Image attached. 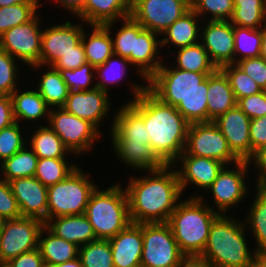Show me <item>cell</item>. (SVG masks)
<instances>
[{"label": "cell", "mask_w": 266, "mask_h": 267, "mask_svg": "<svg viewBox=\"0 0 266 267\" xmlns=\"http://www.w3.org/2000/svg\"><path fill=\"white\" fill-rule=\"evenodd\" d=\"M4 222H5V219H3L2 217H0V234L2 232V228H3Z\"/></svg>", "instance_id": "03108f58"}, {"label": "cell", "mask_w": 266, "mask_h": 267, "mask_svg": "<svg viewBox=\"0 0 266 267\" xmlns=\"http://www.w3.org/2000/svg\"><path fill=\"white\" fill-rule=\"evenodd\" d=\"M113 118L110 139L123 163L147 173L164 166L151 150L142 116L129 103L121 106Z\"/></svg>", "instance_id": "3957f363"}, {"label": "cell", "mask_w": 266, "mask_h": 267, "mask_svg": "<svg viewBox=\"0 0 266 267\" xmlns=\"http://www.w3.org/2000/svg\"><path fill=\"white\" fill-rule=\"evenodd\" d=\"M221 70L229 79L236 101L263 91L261 87L236 64L225 65Z\"/></svg>", "instance_id": "7bdbcfd3"}, {"label": "cell", "mask_w": 266, "mask_h": 267, "mask_svg": "<svg viewBox=\"0 0 266 267\" xmlns=\"http://www.w3.org/2000/svg\"><path fill=\"white\" fill-rule=\"evenodd\" d=\"M114 267H141L142 223H130L109 239Z\"/></svg>", "instance_id": "7402d4cb"}, {"label": "cell", "mask_w": 266, "mask_h": 267, "mask_svg": "<svg viewBox=\"0 0 266 267\" xmlns=\"http://www.w3.org/2000/svg\"><path fill=\"white\" fill-rule=\"evenodd\" d=\"M26 147L27 145L0 164L3 180L8 182L34 176L39 158L32 149Z\"/></svg>", "instance_id": "836d02e7"}, {"label": "cell", "mask_w": 266, "mask_h": 267, "mask_svg": "<svg viewBox=\"0 0 266 267\" xmlns=\"http://www.w3.org/2000/svg\"><path fill=\"white\" fill-rule=\"evenodd\" d=\"M85 215L97 239H111L131 223L125 189L119 183L106 190L97 187L91 194Z\"/></svg>", "instance_id": "8992f818"}, {"label": "cell", "mask_w": 266, "mask_h": 267, "mask_svg": "<svg viewBox=\"0 0 266 267\" xmlns=\"http://www.w3.org/2000/svg\"><path fill=\"white\" fill-rule=\"evenodd\" d=\"M191 9V0H133L131 17L144 29L161 35Z\"/></svg>", "instance_id": "4fadbf2b"}, {"label": "cell", "mask_w": 266, "mask_h": 267, "mask_svg": "<svg viewBox=\"0 0 266 267\" xmlns=\"http://www.w3.org/2000/svg\"><path fill=\"white\" fill-rule=\"evenodd\" d=\"M191 9L199 19H203L206 13L212 16L209 20L230 21L234 13V2L233 0H191Z\"/></svg>", "instance_id": "f6af8a7d"}, {"label": "cell", "mask_w": 266, "mask_h": 267, "mask_svg": "<svg viewBox=\"0 0 266 267\" xmlns=\"http://www.w3.org/2000/svg\"><path fill=\"white\" fill-rule=\"evenodd\" d=\"M177 267H213L200 255H185Z\"/></svg>", "instance_id": "680465c9"}, {"label": "cell", "mask_w": 266, "mask_h": 267, "mask_svg": "<svg viewBox=\"0 0 266 267\" xmlns=\"http://www.w3.org/2000/svg\"><path fill=\"white\" fill-rule=\"evenodd\" d=\"M45 267H83L82 263L79 259V257L70 260V261H66L64 263L61 264H56V265H45Z\"/></svg>", "instance_id": "6125c7cd"}, {"label": "cell", "mask_w": 266, "mask_h": 267, "mask_svg": "<svg viewBox=\"0 0 266 267\" xmlns=\"http://www.w3.org/2000/svg\"><path fill=\"white\" fill-rule=\"evenodd\" d=\"M87 62L82 42L78 43V52H69L59 58L52 67L56 70H73Z\"/></svg>", "instance_id": "db71d44e"}, {"label": "cell", "mask_w": 266, "mask_h": 267, "mask_svg": "<svg viewBox=\"0 0 266 267\" xmlns=\"http://www.w3.org/2000/svg\"><path fill=\"white\" fill-rule=\"evenodd\" d=\"M236 105L250 118L256 119L266 115V91L237 100Z\"/></svg>", "instance_id": "816d5d0a"}, {"label": "cell", "mask_w": 266, "mask_h": 267, "mask_svg": "<svg viewBox=\"0 0 266 267\" xmlns=\"http://www.w3.org/2000/svg\"><path fill=\"white\" fill-rule=\"evenodd\" d=\"M79 166L64 180L47 187L48 220L50 218L85 214L91 194L97 186L90 174Z\"/></svg>", "instance_id": "52a82bcc"}, {"label": "cell", "mask_w": 266, "mask_h": 267, "mask_svg": "<svg viewBox=\"0 0 266 267\" xmlns=\"http://www.w3.org/2000/svg\"><path fill=\"white\" fill-rule=\"evenodd\" d=\"M83 267H114L109 240L97 239L79 247Z\"/></svg>", "instance_id": "ab89813d"}, {"label": "cell", "mask_w": 266, "mask_h": 267, "mask_svg": "<svg viewBox=\"0 0 266 267\" xmlns=\"http://www.w3.org/2000/svg\"><path fill=\"white\" fill-rule=\"evenodd\" d=\"M133 0H85L75 14L90 25H104L131 16Z\"/></svg>", "instance_id": "603a6c76"}, {"label": "cell", "mask_w": 266, "mask_h": 267, "mask_svg": "<svg viewBox=\"0 0 266 267\" xmlns=\"http://www.w3.org/2000/svg\"><path fill=\"white\" fill-rule=\"evenodd\" d=\"M203 198L198 195L182 200L167 222L185 255H200L203 252L211 224L220 215Z\"/></svg>", "instance_id": "5b68a950"}, {"label": "cell", "mask_w": 266, "mask_h": 267, "mask_svg": "<svg viewBox=\"0 0 266 267\" xmlns=\"http://www.w3.org/2000/svg\"><path fill=\"white\" fill-rule=\"evenodd\" d=\"M255 199L250 206L247 220L250 230L256 240L255 252L266 250V188L256 187Z\"/></svg>", "instance_id": "d590c367"}, {"label": "cell", "mask_w": 266, "mask_h": 267, "mask_svg": "<svg viewBox=\"0 0 266 267\" xmlns=\"http://www.w3.org/2000/svg\"><path fill=\"white\" fill-rule=\"evenodd\" d=\"M250 161H239L231 169L224 166L218 173L212 185L206 189L210 190L214 199V204L218 208L219 214H225L229 208H234L246 197L248 193L245 176L250 169Z\"/></svg>", "instance_id": "9a60e30c"}, {"label": "cell", "mask_w": 266, "mask_h": 267, "mask_svg": "<svg viewBox=\"0 0 266 267\" xmlns=\"http://www.w3.org/2000/svg\"><path fill=\"white\" fill-rule=\"evenodd\" d=\"M236 99L228 77L221 69L208 76V122L236 106Z\"/></svg>", "instance_id": "484cf974"}, {"label": "cell", "mask_w": 266, "mask_h": 267, "mask_svg": "<svg viewBox=\"0 0 266 267\" xmlns=\"http://www.w3.org/2000/svg\"><path fill=\"white\" fill-rule=\"evenodd\" d=\"M44 226L42 220L34 217L5 220L0 234V265L38 248L39 234Z\"/></svg>", "instance_id": "7c38bea8"}, {"label": "cell", "mask_w": 266, "mask_h": 267, "mask_svg": "<svg viewBox=\"0 0 266 267\" xmlns=\"http://www.w3.org/2000/svg\"><path fill=\"white\" fill-rule=\"evenodd\" d=\"M178 49L175 68L198 73H214L217 70L201 42Z\"/></svg>", "instance_id": "e575fe53"}, {"label": "cell", "mask_w": 266, "mask_h": 267, "mask_svg": "<svg viewBox=\"0 0 266 267\" xmlns=\"http://www.w3.org/2000/svg\"><path fill=\"white\" fill-rule=\"evenodd\" d=\"M11 98L13 102V116L15 122H18L19 124L21 120L33 122L44 117L48 122L51 108L36 89H23V92H19V88H17L11 94Z\"/></svg>", "instance_id": "83f0119b"}, {"label": "cell", "mask_w": 266, "mask_h": 267, "mask_svg": "<svg viewBox=\"0 0 266 267\" xmlns=\"http://www.w3.org/2000/svg\"><path fill=\"white\" fill-rule=\"evenodd\" d=\"M45 226L57 237L79 247L97 240L85 214L50 218Z\"/></svg>", "instance_id": "d4e9b609"}, {"label": "cell", "mask_w": 266, "mask_h": 267, "mask_svg": "<svg viewBox=\"0 0 266 267\" xmlns=\"http://www.w3.org/2000/svg\"><path fill=\"white\" fill-rule=\"evenodd\" d=\"M164 165L149 176L131 177L125 188L131 223H166L182 197L177 171Z\"/></svg>", "instance_id": "7a4b0ae2"}, {"label": "cell", "mask_w": 266, "mask_h": 267, "mask_svg": "<svg viewBox=\"0 0 266 267\" xmlns=\"http://www.w3.org/2000/svg\"><path fill=\"white\" fill-rule=\"evenodd\" d=\"M84 28L82 24H73L66 21L64 24H56L43 30L40 54V66H52L59 58L69 52H78V43L81 41Z\"/></svg>", "instance_id": "2e32d148"}, {"label": "cell", "mask_w": 266, "mask_h": 267, "mask_svg": "<svg viewBox=\"0 0 266 267\" xmlns=\"http://www.w3.org/2000/svg\"><path fill=\"white\" fill-rule=\"evenodd\" d=\"M213 122L227 140L232 153L240 161L252 160L250 142L251 119L236 105L226 113L219 115Z\"/></svg>", "instance_id": "e0dca14e"}, {"label": "cell", "mask_w": 266, "mask_h": 267, "mask_svg": "<svg viewBox=\"0 0 266 267\" xmlns=\"http://www.w3.org/2000/svg\"><path fill=\"white\" fill-rule=\"evenodd\" d=\"M37 14L29 22L15 26L0 36V49L6 51L12 57H16L21 63L40 66L42 33Z\"/></svg>", "instance_id": "5bb4252c"}, {"label": "cell", "mask_w": 266, "mask_h": 267, "mask_svg": "<svg viewBox=\"0 0 266 267\" xmlns=\"http://www.w3.org/2000/svg\"><path fill=\"white\" fill-rule=\"evenodd\" d=\"M115 22L104 25H90L92 27L91 34L83 31L81 42L86 55L87 63L94 68L105 63L113 53V40L111 29ZM88 37V38H87Z\"/></svg>", "instance_id": "4316f807"}, {"label": "cell", "mask_w": 266, "mask_h": 267, "mask_svg": "<svg viewBox=\"0 0 266 267\" xmlns=\"http://www.w3.org/2000/svg\"><path fill=\"white\" fill-rule=\"evenodd\" d=\"M66 158H39L34 177L49 187L64 180L78 166L68 164Z\"/></svg>", "instance_id": "f35d334b"}, {"label": "cell", "mask_w": 266, "mask_h": 267, "mask_svg": "<svg viewBox=\"0 0 266 267\" xmlns=\"http://www.w3.org/2000/svg\"><path fill=\"white\" fill-rule=\"evenodd\" d=\"M39 82L36 90L50 108H60L65 105L69 95V88L62 79L59 70L50 66L49 71L42 74Z\"/></svg>", "instance_id": "d6a6232c"}, {"label": "cell", "mask_w": 266, "mask_h": 267, "mask_svg": "<svg viewBox=\"0 0 266 267\" xmlns=\"http://www.w3.org/2000/svg\"><path fill=\"white\" fill-rule=\"evenodd\" d=\"M43 234L46 235L45 238ZM38 248L45 265L61 264L73 260L79 255V246L57 237L46 226L40 231Z\"/></svg>", "instance_id": "f1b7e54d"}, {"label": "cell", "mask_w": 266, "mask_h": 267, "mask_svg": "<svg viewBox=\"0 0 266 267\" xmlns=\"http://www.w3.org/2000/svg\"><path fill=\"white\" fill-rule=\"evenodd\" d=\"M260 56L266 60V27L263 28L262 47Z\"/></svg>", "instance_id": "be15d7a7"}, {"label": "cell", "mask_w": 266, "mask_h": 267, "mask_svg": "<svg viewBox=\"0 0 266 267\" xmlns=\"http://www.w3.org/2000/svg\"><path fill=\"white\" fill-rule=\"evenodd\" d=\"M128 103L142 116L150 147L164 165H173L185 150L189 123L172 105L161 102L147 85L133 84Z\"/></svg>", "instance_id": "6da1fadb"}, {"label": "cell", "mask_w": 266, "mask_h": 267, "mask_svg": "<svg viewBox=\"0 0 266 267\" xmlns=\"http://www.w3.org/2000/svg\"><path fill=\"white\" fill-rule=\"evenodd\" d=\"M15 62L14 57L0 49V95L11 96L17 89V69L19 68Z\"/></svg>", "instance_id": "c3c4849f"}, {"label": "cell", "mask_w": 266, "mask_h": 267, "mask_svg": "<svg viewBox=\"0 0 266 267\" xmlns=\"http://www.w3.org/2000/svg\"><path fill=\"white\" fill-rule=\"evenodd\" d=\"M131 64L128 59L123 58L119 55L113 54L109 57L104 64L95 67L96 75L99 81L95 84L96 88L102 91L109 92V84L120 83L123 76H125V71L127 67ZM128 65V66H127Z\"/></svg>", "instance_id": "60d3db41"}, {"label": "cell", "mask_w": 266, "mask_h": 267, "mask_svg": "<svg viewBox=\"0 0 266 267\" xmlns=\"http://www.w3.org/2000/svg\"><path fill=\"white\" fill-rule=\"evenodd\" d=\"M236 65L250 76L262 90L266 91V60L259 57L246 58L238 61Z\"/></svg>", "instance_id": "f907efd6"}, {"label": "cell", "mask_w": 266, "mask_h": 267, "mask_svg": "<svg viewBox=\"0 0 266 267\" xmlns=\"http://www.w3.org/2000/svg\"><path fill=\"white\" fill-rule=\"evenodd\" d=\"M62 79L65 81L69 91H86L96 88V85H91L93 82V75H95V68L90 63H85L80 67L69 70H59ZM89 86L91 88H89Z\"/></svg>", "instance_id": "bcb514c9"}, {"label": "cell", "mask_w": 266, "mask_h": 267, "mask_svg": "<svg viewBox=\"0 0 266 267\" xmlns=\"http://www.w3.org/2000/svg\"><path fill=\"white\" fill-rule=\"evenodd\" d=\"M252 267H266V250L255 252Z\"/></svg>", "instance_id": "94428289"}, {"label": "cell", "mask_w": 266, "mask_h": 267, "mask_svg": "<svg viewBox=\"0 0 266 267\" xmlns=\"http://www.w3.org/2000/svg\"><path fill=\"white\" fill-rule=\"evenodd\" d=\"M63 108L72 115L89 121L98 130L100 122L104 121L102 119L111 109L108 93L99 88L86 91H69Z\"/></svg>", "instance_id": "ffe728a7"}, {"label": "cell", "mask_w": 266, "mask_h": 267, "mask_svg": "<svg viewBox=\"0 0 266 267\" xmlns=\"http://www.w3.org/2000/svg\"><path fill=\"white\" fill-rule=\"evenodd\" d=\"M142 236L141 267H177L185 256L167 222L142 223Z\"/></svg>", "instance_id": "9c48e42d"}, {"label": "cell", "mask_w": 266, "mask_h": 267, "mask_svg": "<svg viewBox=\"0 0 266 267\" xmlns=\"http://www.w3.org/2000/svg\"><path fill=\"white\" fill-rule=\"evenodd\" d=\"M200 30L203 31L200 42L217 69L234 64V26L231 22L209 20Z\"/></svg>", "instance_id": "ac0fdd59"}, {"label": "cell", "mask_w": 266, "mask_h": 267, "mask_svg": "<svg viewBox=\"0 0 266 267\" xmlns=\"http://www.w3.org/2000/svg\"><path fill=\"white\" fill-rule=\"evenodd\" d=\"M39 0H28L19 4L0 7V36L9 29L25 24L32 20L38 13L37 9L42 4Z\"/></svg>", "instance_id": "74e56055"}, {"label": "cell", "mask_w": 266, "mask_h": 267, "mask_svg": "<svg viewBox=\"0 0 266 267\" xmlns=\"http://www.w3.org/2000/svg\"><path fill=\"white\" fill-rule=\"evenodd\" d=\"M18 122L0 131V161L1 163L20 151L25 145Z\"/></svg>", "instance_id": "7dc6e473"}, {"label": "cell", "mask_w": 266, "mask_h": 267, "mask_svg": "<svg viewBox=\"0 0 266 267\" xmlns=\"http://www.w3.org/2000/svg\"><path fill=\"white\" fill-rule=\"evenodd\" d=\"M121 28L117 31L113 40V53L126 58L131 63V53H134L135 36H137L144 27L137 23L131 16L122 19Z\"/></svg>", "instance_id": "b9f144b4"}, {"label": "cell", "mask_w": 266, "mask_h": 267, "mask_svg": "<svg viewBox=\"0 0 266 267\" xmlns=\"http://www.w3.org/2000/svg\"><path fill=\"white\" fill-rule=\"evenodd\" d=\"M29 142V148L38 158H66L70 154L59 136L49 126L40 125Z\"/></svg>", "instance_id": "1f68e13d"}, {"label": "cell", "mask_w": 266, "mask_h": 267, "mask_svg": "<svg viewBox=\"0 0 266 267\" xmlns=\"http://www.w3.org/2000/svg\"><path fill=\"white\" fill-rule=\"evenodd\" d=\"M0 217L3 219H17L22 217L13 195L10 185L7 181L0 178Z\"/></svg>", "instance_id": "681fc988"}, {"label": "cell", "mask_w": 266, "mask_h": 267, "mask_svg": "<svg viewBox=\"0 0 266 267\" xmlns=\"http://www.w3.org/2000/svg\"><path fill=\"white\" fill-rule=\"evenodd\" d=\"M184 152L222 162L225 166L240 160L230 150L227 140L213 121L189 124Z\"/></svg>", "instance_id": "8fae6325"}, {"label": "cell", "mask_w": 266, "mask_h": 267, "mask_svg": "<svg viewBox=\"0 0 266 267\" xmlns=\"http://www.w3.org/2000/svg\"><path fill=\"white\" fill-rule=\"evenodd\" d=\"M56 4H61L60 6H63L69 12H72V14H76L84 4L85 0H55ZM59 2V3H58Z\"/></svg>", "instance_id": "91938a15"}, {"label": "cell", "mask_w": 266, "mask_h": 267, "mask_svg": "<svg viewBox=\"0 0 266 267\" xmlns=\"http://www.w3.org/2000/svg\"><path fill=\"white\" fill-rule=\"evenodd\" d=\"M233 26L261 29L266 27V0H233Z\"/></svg>", "instance_id": "4dcf8cb0"}, {"label": "cell", "mask_w": 266, "mask_h": 267, "mask_svg": "<svg viewBox=\"0 0 266 267\" xmlns=\"http://www.w3.org/2000/svg\"><path fill=\"white\" fill-rule=\"evenodd\" d=\"M5 267H45L39 248L20 254L4 264Z\"/></svg>", "instance_id": "11a10c76"}, {"label": "cell", "mask_w": 266, "mask_h": 267, "mask_svg": "<svg viewBox=\"0 0 266 267\" xmlns=\"http://www.w3.org/2000/svg\"><path fill=\"white\" fill-rule=\"evenodd\" d=\"M213 73L189 72L163 64L147 80V89L161 102L176 107L192 93H207L208 76Z\"/></svg>", "instance_id": "ba28073f"}, {"label": "cell", "mask_w": 266, "mask_h": 267, "mask_svg": "<svg viewBox=\"0 0 266 267\" xmlns=\"http://www.w3.org/2000/svg\"><path fill=\"white\" fill-rule=\"evenodd\" d=\"M249 134L253 159L256 153L266 147V115L251 119Z\"/></svg>", "instance_id": "f5cc1de1"}, {"label": "cell", "mask_w": 266, "mask_h": 267, "mask_svg": "<svg viewBox=\"0 0 266 267\" xmlns=\"http://www.w3.org/2000/svg\"><path fill=\"white\" fill-rule=\"evenodd\" d=\"M15 123L11 96L0 95V131Z\"/></svg>", "instance_id": "9f6ffc18"}, {"label": "cell", "mask_w": 266, "mask_h": 267, "mask_svg": "<svg viewBox=\"0 0 266 267\" xmlns=\"http://www.w3.org/2000/svg\"><path fill=\"white\" fill-rule=\"evenodd\" d=\"M22 217L48 221L47 187L37 178L25 177L8 181Z\"/></svg>", "instance_id": "d6986e66"}, {"label": "cell", "mask_w": 266, "mask_h": 267, "mask_svg": "<svg viewBox=\"0 0 266 267\" xmlns=\"http://www.w3.org/2000/svg\"><path fill=\"white\" fill-rule=\"evenodd\" d=\"M243 222L220 214L211 224L208 240L200 256L213 267H252L255 251L250 253Z\"/></svg>", "instance_id": "277c9868"}, {"label": "cell", "mask_w": 266, "mask_h": 267, "mask_svg": "<svg viewBox=\"0 0 266 267\" xmlns=\"http://www.w3.org/2000/svg\"><path fill=\"white\" fill-rule=\"evenodd\" d=\"M157 38H160L158 34L147 29H143L135 36L134 53H131V66L137 67V73L146 83L162 65V58H160L158 51L161 48V40Z\"/></svg>", "instance_id": "cb8c5ba5"}, {"label": "cell", "mask_w": 266, "mask_h": 267, "mask_svg": "<svg viewBox=\"0 0 266 267\" xmlns=\"http://www.w3.org/2000/svg\"><path fill=\"white\" fill-rule=\"evenodd\" d=\"M262 36L263 28L251 29L234 26V64L242 59L259 57L262 47Z\"/></svg>", "instance_id": "8d00e7d4"}, {"label": "cell", "mask_w": 266, "mask_h": 267, "mask_svg": "<svg viewBox=\"0 0 266 267\" xmlns=\"http://www.w3.org/2000/svg\"><path fill=\"white\" fill-rule=\"evenodd\" d=\"M176 161L182 163L180 169H176L182 192L187 189L188 184H194L205 191L225 166L217 160L187 155L185 152H182Z\"/></svg>", "instance_id": "44dd1931"}, {"label": "cell", "mask_w": 266, "mask_h": 267, "mask_svg": "<svg viewBox=\"0 0 266 267\" xmlns=\"http://www.w3.org/2000/svg\"><path fill=\"white\" fill-rule=\"evenodd\" d=\"M175 108L189 124L208 122L207 93H192Z\"/></svg>", "instance_id": "ee69618b"}, {"label": "cell", "mask_w": 266, "mask_h": 267, "mask_svg": "<svg viewBox=\"0 0 266 267\" xmlns=\"http://www.w3.org/2000/svg\"><path fill=\"white\" fill-rule=\"evenodd\" d=\"M48 126L59 136L64 146L75 156L93 149L101 132L89 121L67 112L63 107L50 109ZM81 153V154H80Z\"/></svg>", "instance_id": "30bf717a"}, {"label": "cell", "mask_w": 266, "mask_h": 267, "mask_svg": "<svg viewBox=\"0 0 266 267\" xmlns=\"http://www.w3.org/2000/svg\"><path fill=\"white\" fill-rule=\"evenodd\" d=\"M28 0H0V7L27 2Z\"/></svg>", "instance_id": "e7e4bbea"}, {"label": "cell", "mask_w": 266, "mask_h": 267, "mask_svg": "<svg viewBox=\"0 0 266 267\" xmlns=\"http://www.w3.org/2000/svg\"><path fill=\"white\" fill-rule=\"evenodd\" d=\"M250 162H253L255 169L258 170L256 187L266 188V147L256 153Z\"/></svg>", "instance_id": "6f0895ef"}, {"label": "cell", "mask_w": 266, "mask_h": 267, "mask_svg": "<svg viewBox=\"0 0 266 267\" xmlns=\"http://www.w3.org/2000/svg\"><path fill=\"white\" fill-rule=\"evenodd\" d=\"M198 15L190 9L182 17L177 19L173 24H171L161 35V48L169 43L175 45V47H187L200 42V26H198L197 21ZM166 36V37H165Z\"/></svg>", "instance_id": "f546056e"}]
</instances>
